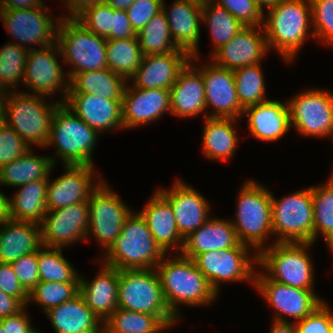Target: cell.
<instances>
[{
	"label": "cell",
	"instance_id": "obj_1",
	"mask_svg": "<svg viewBox=\"0 0 333 333\" xmlns=\"http://www.w3.org/2000/svg\"><path fill=\"white\" fill-rule=\"evenodd\" d=\"M156 270L168 309L178 321L181 319V305L201 307L218 299L219 295L199 271L193 259L180 253L171 257L166 254Z\"/></svg>",
	"mask_w": 333,
	"mask_h": 333
},
{
	"label": "cell",
	"instance_id": "obj_2",
	"mask_svg": "<svg viewBox=\"0 0 333 333\" xmlns=\"http://www.w3.org/2000/svg\"><path fill=\"white\" fill-rule=\"evenodd\" d=\"M266 12L263 15L262 27L268 49H276L278 55L291 64L309 38L308 34L315 38L311 28L310 0H280Z\"/></svg>",
	"mask_w": 333,
	"mask_h": 333
},
{
	"label": "cell",
	"instance_id": "obj_3",
	"mask_svg": "<svg viewBox=\"0 0 333 333\" xmlns=\"http://www.w3.org/2000/svg\"><path fill=\"white\" fill-rule=\"evenodd\" d=\"M101 261L118 270L153 269L166 253L156 243L139 211L126 218L120 235L103 253Z\"/></svg>",
	"mask_w": 333,
	"mask_h": 333
},
{
	"label": "cell",
	"instance_id": "obj_4",
	"mask_svg": "<svg viewBox=\"0 0 333 333\" xmlns=\"http://www.w3.org/2000/svg\"><path fill=\"white\" fill-rule=\"evenodd\" d=\"M235 219L230 220L240 243L259 254L273 236L271 191L255 180H247L236 196Z\"/></svg>",
	"mask_w": 333,
	"mask_h": 333
},
{
	"label": "cell",
	"instance_id": "obj_5",
	"mask_svg": "<svg viewBox=\"0 0 333 333\" xmlns=\"http://www.w3.org/2000/svg\"><path fill=\"white\" fill-rule=\"evenodd\" d=\"M99 133L63 103L53 113L50 137L45 146L56 147V157L65 164L93 166V150Z\"/></svg>",
	"mask_w": 333,
	"mask_h": 333
},
{
	"label": "cell",
	"instance_id": "obj_6",
	"mask_svg": "<svg viewBox=\"0 0 333 333\" xmlns=\"http://www.w3.org/2000/svg\"><path fill=\"white\" fill-rule=\"evenodd\" d=\"M314 243H273L258 254V267L273 281L291 287L314 289Z\"/></svg>",
	"mask_w": 333,
	"mask_h": 333
},
{
	"label": "cell",
	"instance_id": "obj_7",
	"mask_svg": "<svg viewBox=\"0 0 333 333\" xmlns=\"http://www.w3.org/2000/svg\"><path fill=\"white\" fill-rule=\"evenodd\" d=\"M44 96L9 91L5 102V122L31 147L45 148L50 137L53 113L59 101L46 103Z\"/></svg>",
	"mask_w": 333,
	"mask_h": 333
},
{
	"label": "cell",
	"instance_id": "obj_8",
	"mask_svg": "<svg viewBox=\"0 0 333 333\" xmlns=\"http://www.w3.org/2000/svg\"><path fill=\"white\" fill-rule=\"evenodd\" d=\"M56 42L64 65L73 68L65 72L69 79L76 73L108 68L107 39L92 33L76 18H61Z\"/></svg>",
	"mask_w": 333,
	"mask_h": 333
},
{
	"label": "cell",
	"instance_id": "obj_9",
	"mask_svg": "<svg viewBox=\"0 0 333 333\" xmlns=\"http://www.w3.org/2000/svg\"><path fill=\"white\" fill-rule=\"evenodd\" d=\"M118 308L158 316L169 328L179 322L168 309L156 268L119 270Z\"/></svg>",
	"mask_w": 333,
	"mask_h": 333
},
{
	"label": "cell",
	"instance_id": "obj_10",
	"mask_svg": "<svg viewBox=\"0 0 333 333\" xmlns=\"http://www.w3.org/2000/svg\"><path fill=\"white\" fill-rule=\"evenodd\" d=\"M273 243H314L311 186L276 199L271 192Z\"/></svg>",
	"mask_w": 333,
	"mask_h": 333
},
{
	"label": "cell",
	"instance_id": "obj_11",
	"mask_svg": "<svg viewBox=\"0 0 333 333\" xmlns=\"http://www.w3.org/2000/svg\"><path fill=\"white\" fill-rule=\"evenodd\" d=\"M250 248L239 243L234 248L201 253L193 261L219 295L224 282L246 281L254 287L255 272L259 269L255 266L258 265V254Z\"/></svg>",
	"mask_w": 333,
	"mask_h": 333
},
{
	"label": "cell",
	"instance_id": "obj_12",
	"mask_svg": "<svg viewBox=\"0 0 333 333\" xmlns=\"http://www.w3.org/2000/svg\"><path fill=\"white\" fill-rule=\"evenodd\" d=\"M88 205L90 218L86 239L95 237L100 248L106 252L120 235L126 218L133 210L104 179L92 191Z\"/></svg>",
	"mask_w": 333,
	"mask_h": 333
},
{
	"label": "cell",
	"instance_id": "obj_13",
	"mask_svg": "<svg viewBox=\"0 0 333 333\" xmlns=\"http://www.w3.org/2000/svg\"><path fill=\"white\" fill-rule=\"evenodd\" d=\"M291 129L306 137L333 139V93L322 88L304 90L287 100Z\"/></svg>",
	"mask_w": 333,
	"mask_h": 333
},
{
	"label": "cell",
	"instance_id": "obj_14",
	"mask_svg": "<svg viewBox=\"0 0 333 333\" xmlns=\"http://www.w3.org/2000/svg\"><path fill=\"white\" fill-rule=\"evenodd\" d=\"M54 17V14H50L45 6L0 10V20L3 21L7 33L16 40L10 42L28 50L33 49L31 45L43 48L56 42L57 29L62 16Z\"/></svg>",
	"mask_w": 333,
	"mask_h": 333
},
{
	"label": "cell",
	"instance_id": "obj_15",
	"mask_svg": "<svg viewBox=\"0 0 333 333\" xmlns=\"http://www.w3.org/2000/svg\"><path fill=\"white\" fill-rule=\"evenodd\" d=\"M58 57H61L60 49L57 42L43 48H33L29 50L25 65V76L23 85L32 92L29 94L49 97L56 91H61L58 99L60 103H64L67 92L70 88V79L64 73L59 63ZM28 86V87H27Z\"/></svg>",
	"mask_w": 333,
	"mask_h": 333
},
{
	"label": "cell",
	"instance_id": "obj_16",
	"mask_svg": "<svg viewBox=\"0 0 333 333\" xmlns=\"http://www.w3.org/2000/svg\"><path fill=\"white\" fill-rule=\"evenodd\" d=\"M254 288L275 311L272 319L276 321L302 320L324 302L314 290L277 283L262 270L255 272Z\"/></svg>",
	"mask_w": 333,
	"mask_h": 333
},
{
	"label": "cell",
	"instance_id": "obj_17",
	"mask_svg": "<svg viewBox=\"0 0 333 333\" xmlns=\"http://www.w3.org/2000/svg\"><path fill=\"white\" fill-rule=\"evenodd\" d=\"M88 201L47 211L40 225L42 246L65 248L85 240L89 226Z\"/></svg>",
	"mask_w": 333,
	"mask_h": 333
},
{
	"label": "cell",
	"instance_id": "obj_18",
	"mask_svg": "<svg viewBox=\"0 0 333 333\" xmlns=\"http://www.w3.org/2000/svg\"><path fill=\"white\" fill-rule=\"evenodd\" d=\"M63 166L65 172L61 176L52 181L49 176L46 194L47 211L88 201L92 191L103 180L101 175L96 177L94 165Z\"/></svg>",
	"mask_w": 333,
	"mask_h": 333
},
{
	"label": "cell",
	"instance_id": "obj_19",
	"mask_svg": "<svg viewBox=\"0 0 333 333\" xmlns=\"http://www.w3.org/2000/svg\"><path fill=\"white\" fill-rule=\"evenodd\" d=\"M186 182L177 178L171 188L157 191L170 203L178 232L183 239L199 229L210 218V203Z\"/></svg>",
	"mask_w": 333,
	"mask_h": 333
},
{
	"label": "cell",
	"instance_id": "obj_20",
	"mask_svg": "<svg viewBox=\"0 0 333 333\" xmlns=\"http://www.w3.org/2000/svg\"><path fill=\"white\" fill-rule=\"evenodd\" d=\"M198 68L205 83L207 117L241 119L244 109L237 97L233 70L217 66L212 61ZM210 107L211 112L208 111Z\"/></svg>",
	"mask_w": 333,
	"mask_h": 333
},
{
	"label": "cell",
	"instance_id": "obj_21",
	"mask_svg": "<svg viewBox=\"0 0 333 333\" xmlns=\"http://www.w3.org/2000/svg\"><path fill=\"white\" fill-rule=\"evenodd\" d=\"M269 51L262 26H245L225 45L211 55V61L220 67L235 70L259 64Z\"/></svg>",
	"mask_w": 333,
	"mask_h": 333
},
{
	"label": "cell",
	"instance_id": "obj_22",
	"mask_svg": "<svg viewBox=\"0 0 333 333\" xmlns=\"http://www.w3.org/2000/svg\"><path fill=\"white\" fill-rule=\"evenodd\" d=\"M124 130L159 120L171 113L170 91L167 89H141L126 84L121 101ZM136 127V128H135Z\"/></svg>",
	"mask_w": 333,
	"mask_h": 333
},
{
	"label": "cell",
	"instance_id": "obj_23",
	"mask_svg": "<svg viewBox=\"0 0 333 333\" xmlns=\"http://www.w3.org/2000/svg\"><path fill=\"white\" fill-rule=\"evenodd\" d=\"M198 61L199 58L192 56L169 89L171 114L175 117L190 118L200 114L207 117L205 83L202 71L195 64H199Z\"/></svg>",
	"mask_w": 333,
	"mask_h": 333
},
{
	"label": "cell",
	"instance_id": "obj_24",
	"mask_svg": "<svg viewBox=\"0 0 333 333\" xmlns=\"http://www.w3.org/2000/svg\"><path fill=\"white\" fill-rule=\"evenodd\" d=\"M162 10L165 13L176 46L191 56L200 58L198 46L201 37L202 2L174 0L168 10L163 0Z\"/></svg>",
	"mask_w": 333,
	"mask_h": 333
},
{
	"label": "cell",
	"instance_id": "obj_25",
	"mask_svg": "<svg viewBox=\"0 0 333 333\" xmlns=\"http://www.w3.org/2000/svg\"><path fill=\"white\" fill-rule=\"evenodd\" d=\"M121 101L102 98L95 94H67L63 104L101 134L124 129Z\"/></svg>",
	"mask_w": 333,
	"mask_h": 333
},
{
	"label": "cell",
	"instance_id": "obj_26",
	"mask_svg": "<svg viewBox=\"0 0 333 333\" xmlns=\"http://www.w3.org/2000/svg\"><path fill=\"white\" fill-rule=\"evenodd\" d=\"M191 57L182 49L167 54L144 55L138 70L130 80L133 79L131 84L141 89L169 90Z\"/></svg>",
	"mask_w": 333,
	"mask_h": 333
},
{
	"label": "cell",
	"instance_id": "obj_27",
	"mask_svg": "<svg viewBox=\"0 0 333 333\" xmlns=\"http://www.w3.org/2000/svg\"><path fill=\"white\" fill-rule=\"evenodd\" d=\"M248 116V131L251 136L264 142L277 141L291 128L288 102L268 99L243 110Z\"/></svg>",
	"mask_w": 333,
	"mask_h": 333
},
{
	"label": "cell",
	"instance_id": "obj_28",
	"mask_svg": "<svg viewBox=\"0 0 333 333\" xmlns=\"http://www.w3.org/2000/svg\"><path fill=\"white\" fill-rule=\"evenodd\" d=\"M139 213L145 219L156 243L166 254L181 252L184 239L178 232L172 207L157 190Z\"/></svg>",
	"mask_w": 333,
	"mask_h": 333
},
{
	"label": "cell",
	"instance_id": "obj_29",
	"mask_svg": "<svg viewBox=\"0 0 333 333\" xmlns=\"http://www.w3.org/2000/svg\"><path fill=\"white\" fill-rule=\"evenodd\" d=\"M119 270L101 262L94 279L79 278V294L85 304L104 322L118 308Z\"/></svg>",
	"mask_w": 333,
	"mask_h": 333
},
{
	"label": "cell",
	"instance_id": "obj_30",
	"mask_svg": "<svg viewBox=\"0 0 333 333\" xmlns=\"http://www.w3.org/2000/svg\"><path fill=\"white\" fill-rule=\"evenodd\" d=\"M234 226L224 218H209L199 229L189 234L180 254L194 259L201 253L234 248L239 244Z\"/></svg>",
	"mask_w": 333,
	"mask_h": 333
},
{
	"label": "cell",
	"instance_id": "obj_31",
	"mask_svg": "<svg viewBox=\"0 0 333 333\" xmlns=\"http://www.w3.org/2000/svg\"><path fill=\"white\" fill-rule=\"evenodd\" d=\"M45 315L55 333H103V321L85 304L80 294L51 308Z\"/></svg>",
	"mask_w": 333,
	"mask_h": 333
},
{
	"label": "cell",
	"instance_id": "obj_32",
	"mask_svg": "<svg viewBox=\"0 0 333 333\" xmlns=\"http://www.w3.org/2000/svg\"><path fill=\"white\" fill-rule=\"evenodd\" d=\"M41 247L38 223L10 219L0 226V263L11 264Z\"/></svg>",
	"mask_w": 333,
	"mask_h": 333
},
{
	"label": "cell",
	"instance_id": "obj_33",
	"mask_svg": "<svg viewBox=\"0 0 333 333\" xmlns=\"http://www.w3.org/2000/svg\"><path fill=\"white\" fill-rule=\"evenodd\" d=\"M205 125L202 133L203 155L210 160L224 161L235 156L238 145L236 134V118H204Z\"/></svg>",
	"mask_w": 333,
	"mask_h": 333
},
{
	"label": "cell",
	"instance_id": "obj_34",
	"mask_svg": "<svg viewBox=\"0 0 333 333\" xmlns=\"http://www.w3.org/2000/svg\"><path fill=\"white\" fill-rule=\"evenodd\" d=\"M54 156L35 155L33 149L0 168V186L18 187L37 179H49L57 163Z\"/></svg>",
	"mask_w": 333,
	"mask_h": 333
},
{
	"label": "cell",
	"instance_id": "obj_35",
	"mask_svg": "<svg viewBox=\"0 0 333 333\" xmlns=\"http://www.w3.org/2000/svg\"><path fill=\"white\" fill-rule=\"evenodd\" d=\"M49 179H37L18 186L9 198L10 219L40 223L47 213L46 194Z\"/></svg>",
	"mask_w": 333,
	"mask_h": 333
},
{
	"label": "cell",
	"instance_id": "obj_36",
	"mask_svg": "<svg viewBox=\"0 0 333 333\" xmlns=\"http://www.w3.org/2000/svg\"><path fill=\"white\" fill-rule=\"evenodd\" d=\"M128 81L109 68L76 73L70 79L67 94H95L111 100H122Z\"/></svg>",
	"mask_w": 333,
	"mask_h": 333
},
{
	"label": "cell",
	"instance_id": "obj_37",
	"mask_svg": "<svg viewBox=\"0 0 333 333\" xmlns=\"http://www.w3.org/2000/svg\"><path fill=\"white\" fill-rule=\"evenodd\" d=\"M106 56L108 68L122 76L126 81L131 80L138 70L143 53L138 37L107 39Z\"/></svg>",
	"mask_w": 333,
	"mask_h": 333
},
{
	"label": "cell",
	"instance_id": "obj_38",
	"mask_svg": "<svg viewBox=\"0 0 333 333\" xmlns=\"http://www.w3.org/2000/svg\"><path fill=\"white\" fill-rule=\"evenodd\" d=\"M169 329L158 316L120 308L103 322V333H163Z\"/></svg>",
	"mask_w": 333,
	"mask_h": 333
},
{
	"label": "cell",
	"instance_id": "obj_39",
	"mask_svg": "<svg viewBox=\"0 0 333 333\" xmlns=\"http://www.w3.org/2000/svg\"><path fill=\"white\" fill-rule=\"evenodd\" d=\"M203 23L209 28L214 47L212 54L245 27L230 12L212 0L202 2Z\"/></svg>",
	"mask_w": 333,
	"mask_h": 333
},
{
	"label": "cell",
	"instance_id": "obj_40",
	"mask_svg": "<svg viewBox=\"0 0 333 333\" xmlns=\"http://www.w3.org/2000/svg\"><path fill=\"white\" fill-rule=\"evenodd\" d=\"M314 210V243L319 235L333 251V173L324 183L311 186Z\"/></svg>",
	"mask_w": 333,
	"mask_h": 333
},
{
	"label": "cell",
	"instance_id": "obj_41",
	"mask_svg": "<svg viewBox=\"0 0 333 333\" xmlns=\"http://www.w3.org/2000/svg\"><path fill=\"white\" fill-rule=\"evenodd\" d=\"M137 37L143 55L167 54L179 49L172 39L163 10L137 33Z\"/></svg>",
	"mask_w": 333,
	"mask_h": 333
},
{
	"label": "cell",
	"instance_id": "obj_42",
	"mask_svg": "<svg viewBox=\"0 0 333 333\" xmlns=\"http://www.w3.org/2000/svg\"><path fill=\"white\" fill-rule=\"evenodd\" d=\"M261 65L252 64L233 70L237 97L243 109L268 100Z\"/></svg>",
	"mask_w": 333,
	"mask_h": 333
},
{
	"label": "cell",
	"instance_id": "obj_43",
	"mask_svg": "<svg viewBox=\"0 0 333 333\" xmlns=\"http://www.w3.org/2000/svg\"><path fill=\"white\" fill-rule=\"evenodd\" d=\"M63 248L42 246L37 251L38 274L45 282H79L74 266L62 254Z\"/></svg>",
	"mask_w": 333,
	"mask_h": 333
},
{
	"label": "cell",
	"instance_id": "obj_44",
	"mask_svg": "<svg viewBox=\"0 0 333 333\" xmlns=\"http://www.w3.org/2000/svg\"><path fill=\"white\" fill-rule=\"evenodd\" d=\"M28 52L27 48L11 42L0 48V89L16 91L23 84Z\"/></svg>",
	"mask_w": 333,
	"mask_h": 333
},
{
	"label": "cell",
	"instance_id": "obj_45",
	"mask_svg": "<svg viewBox=\"0 0 333 333\" xmlns=\"http://www.w3.org/2000/svg\"><path fill=\"white\" fill-rule=\"evenodd\" d=\"M79 294V282L40 281L29 293L28 303L35 302L46 313L51 308L73 299Z\"/></svg>",
	"mask_w": 333,
	"mask_h": 333
},
{
	"label": "cell",
	"instance_id": "obj_46",
	"mask_svg": "<svg viewBox=\"0 0 333 333\" xmlns=\"http://www.w3.org/2000/svg\"><path fill=\"white\" fill-rule=\"evenodd\" d=\"M113 16L114 9L106 3H101L87 8L76 19L92 33L111 39Z\"/></svg>",
	"mask_w": 333,
	"mask_h": 333
},
{
	"label": "cell",
	"instance_id": "obj_47",
	"mask_svg": "<svg viewBox=\"0 0 333 333\" xmlns=\"http://www.w3.org/2000/svg\"><path fill=\"white\" fill-rule=\"evenodd\" d=\"M310 3L315 39L333 46V0H310Z\"/></svg>",
	"mask_w": 333,
	"mask_h": 333
},
{
	"label": "cell",
	"instance_id": "obj_48",
	"mask_svg": "<svg viewBox=\"0 0 333 333\" xmlns=\"http://www.w3.org/2000/svg\"><path fill=\"white\" fill-rule=\"evenodd\" d=\"M31 149L6 122L0 125V168L24 156Z\"/></svg>",
	"mask_w": 333,
	"mask_h": 333
},
{
	"label": "cell",
	"instance_id": "obj_49",
	"mask_svg": "<svg viewBox=\"0 0 333 333\" xmlns=\"http://www.w3.org/2000/svg\"><path fill=\"white\" fill-rule=\"evenodd\" d=\"M225 8L244 26H262L264 13L255 0H212Z\"/></svg>",
	"mask_w": 333,
	"mask_h": 333
},
{
	"label": "cell",
	"instance_id": "obj_50",
	"mask_svg": "<svg viewBox=\"0 0 333 333\" xmlns=\"http://www.w3.org/2000/svg\"><path fill=\"white\" fill-rule=\"evenodd\" d=\"M295 324L297 333H333V312L324 300L310 315Z\"/></svg>",
	"mask_w": 333,
	"mask_h": 333
},
{
	"label": "cell",
	"instance_id": "obj_51",
	"mask_svg": "<svg viewBox=\"0 0 333 333\" xmlns=\"http://www.w3.org/2000/svg\"><path fill=\"white\" fill-rule=\"evenodd\" d=\"M163 0H135L126 10L132 28L138 33L162 10Z\"/></svg>",
	"mask_w": 333,
	"mask_h": 333
},
{
	"label": "cell",
	"instance_id": "obj_52",
	"mask_svg": "<svg viewBox=\"0 0 333 333\" xmlns=\"http://www.w3.org/2000/svg\"><path fill=\"white\" fill-rule=\"evenodd\" d=\"M20 284L29 293L39 282L37 251L11 263Z\"/></svg>",
	"mask_w": 333,
	"mask_h": 333
},
{
	"label": "cell",
	"instance_id": "obj_53",
	"mask_svg": "<svg viewBox=\"0 0 333 333\" xmlns=\"http://www.w3.org/2000/svg\"><path fill=\"white\" fill-rule=\"evenodd\" d=\"M0 290L28 306V292L20 284L11 264L0 263Z\"/></svg>",
	"mask_w": 333,
	"mask_h": 333
},
{
	"label": "cell",
	"instance_id": "obj_54",
	"mask_svg": "<svg viewBox=\"0 0 333 333\" xmlns=\"http://www.w3.org/2000/svg\"><path fill=\"white\" fill-rule=\"evenodd\" d=\"M27 306L15 315L0 319L5 333H40L31 325L30 317L27 313Z\"/></svg>",
	"mask_w": 333,
	"mask_h": 333
},
{
	"label": "cell",
	"instance_id": "obj_55",
	"mask_svg": "<svg viewBox=\"0 0 333 333\" xmlns=\"http://www.w3.org/2000/svg\"><path fill=\"white\" fill-rule=\"evenodd\" d=\"M137 33L131 26L126 10L114 9L111 39L133 38Z\"/></svg>",
	"mask_w": 333,
	"mask_h": 333
},
{
	"label": "cell",
	"instance_id": "obj_56",
	"mask_svg": "<svg viewBox=\"0 0 333 333\" xmlns=\"http://www.w3.org/2000/svg\"><path fill=\"white\" fill-rule=\"evenodd\" d=\"M68 9V15H62L64 18H77L87 8L105 3L106 0H60Z\"/></svg>",
	"mask_w": 333,
	"mask_h": 333
},
{
	"label": "cell",
	"instance_id": "obj_57",
	"mask_svg": "<svg viewBox=\"0 0 333 333\" xmlns=\"http://www.w3.org/2000/svg\"><path fill=\"white\" fill-rule=\"evenodd\" d=\"M25 306L15 297L0 290V319L20 312Z\"/></svg>",
	"mask_w": 333,
	"mask_h": 333
},
{
	"label": "cell",
	"instance_id": "obj_58",
	"mask_svg": "<svg viewBox=\"0 0 333 333\" xmlns=\"http://www.w3.org/2000/svg\"><path fill=\"white\" fill-rule=\"evenodd\" d=\"M46 6L42 0H0V10L30 9Z\"/></svg>",
	"mask_w": 333,
	"mask_h": 333
},
{
	"label": "cell",
	"instance_id": "obj_59",
	"mask_svg": "<svg viewBox=\"0 0 333 333\" xmlns=\"http://www.w3.org/2000/svg\"><path fill=\"white\" fill-rule=\"evenodd\" d=\"M270 333H297L295 322L272 320Z\"/></svg>",
	"mask_w": 333,
	"mask_h": 333
},
{
	"label": "cell",
	"instance_id": "obj_60",
	"mask_svg": "<svg viewBox=\"0 0 333 333\" xmlns=\"http://www.w3.org/2000/svg\"><path fill=\"white\" fill-rule=\"evenodd\" d=\"M9 198L2 190L0 191V226L10 220Z\"/></svg>",
	"mask_w": 333,
	"mask_h": 333
},
{
	"label": "cell",
	"instance_id": "obj_61",
	"mask_svg": "<svg viewBox=\"0 0 333 333\" xmlns=\"http://www.w3.org/2000/svg\"><path fill=\"white\" fill-rule=\"evenodd\" d=\"M135 0H106V4L116 10H127Z\"/></svg>",
	"mask_w": 333,
	"mask_h": 333
},
{
	"label": "cell",
	"instance_id": "obj_62",
	"mask_svg": "<svg viewBox=\"0 0 333 333\" xmlns=\"http://www.w3.org/2000/svg\"><path fill=\"white\" fill-rule=\"evenodd\" d=\"M8 92L0 89V125L5 123V102Z\"/></svg>",
	"mask_w": 333,
	"mask_h": 333
},
{
	"label": "cell",
	"instance_id": "obj_63",
	"mask_svg": "<svg viewBox=\"0 0 333 333\" xmlns=\"http://www.w3.org/2000/svg\"><path fill=\"white\" fill-rule=\"evenodd\" d=\"M280 0H255L256 5L261 9V11L264 13V9L272 8L275 6ZM265 7V8H264Z\"/></svg>",
	"mask_w": 333,
	"mask_h": 333
},
{
	"label": "cell",
	"instance_id": "obj_64",
	"mask_svg": "<svg viewBox=\"0 0 333 333\" xmlns=\"http://www.w3.org/2000/svg\"><path fill=\"white\" fill-rule=\"evenodd\" d=\"M0 333H5V330L3 329L1 324H0Z\"/></svg>",
	"mask_w": 333,
	"mask_h": 333
}]
</instances>
